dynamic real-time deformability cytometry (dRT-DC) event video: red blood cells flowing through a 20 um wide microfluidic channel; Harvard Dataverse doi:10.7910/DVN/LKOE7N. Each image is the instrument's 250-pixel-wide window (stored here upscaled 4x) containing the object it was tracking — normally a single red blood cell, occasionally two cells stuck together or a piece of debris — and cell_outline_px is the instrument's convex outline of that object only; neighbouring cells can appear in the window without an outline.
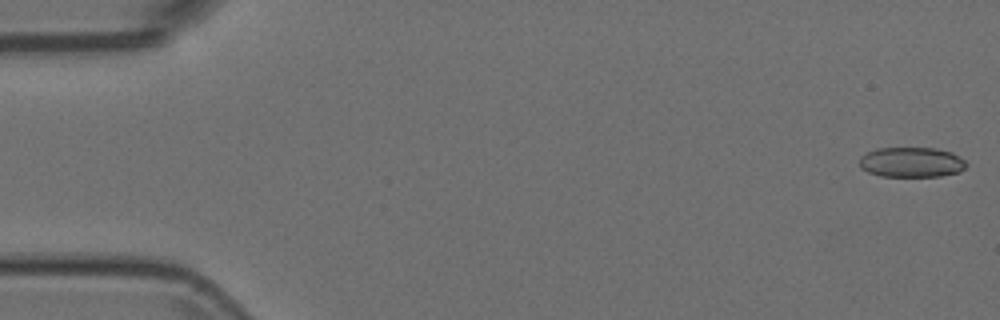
{"species": "Egyptian fruit bat (a non-hibernating species)", "species_latin": "Rousettus aegyptiacus", "temperature_condition": "room temperature", "stored_images_in_passage": 53, "camera_frame_rate_fps": 3000, "um_per_image_px": 0.085, "animal": {"sex": "female"}, "frame": {"image": 1, "passage_image": 1, "time_ms": 0.0, "image_size_px": [1000, 320], "cell_outline_px": [[968, 164], [960, 172], [940, 176], [880, 176], [868, 172], [860, 168], [860, 156], [876, 148], [936, 148], [952, 152], [964, 160]], "centroid_in_image_um": [77.48, 13.79], "position_along_channel_um": 7.5, "area_um2": 18.79}}
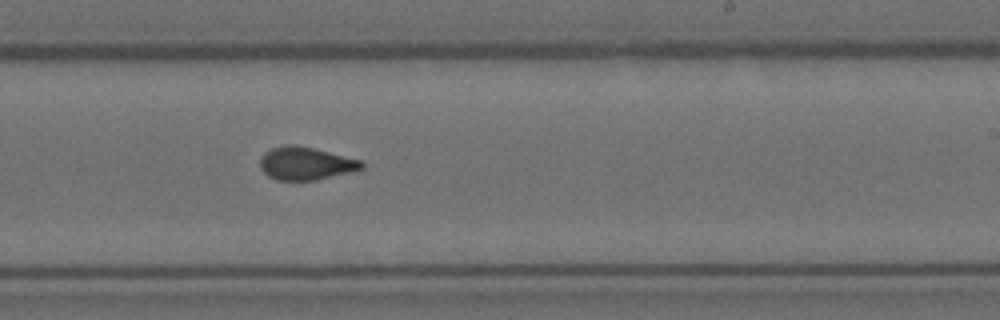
{"frame": {"image": 2, "passage_image": 32, "time_ms": 10.333, "image_size_px": [1000, 320], "cell_outline_px": [[364, 168], [352, 172], [316, 180], [276, 180], [268, 176], [260, 168], [260, 156], [264, 152], [272, 148], [288, 144], [292, 144], [312, 148], [360, 160], [364, 164]], "centroid_in_image_um": [25.96, 13.9], "position_along_channel_um": 263.0, "area_um2": 19.42}}
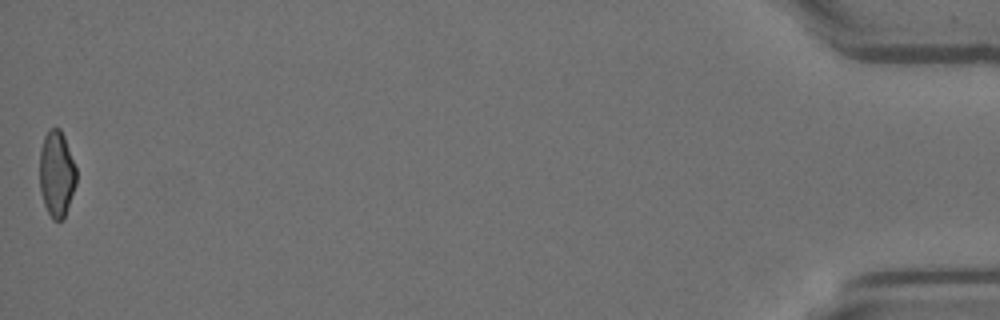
{"frame": {"image": 3, "passage_image": 53, "time_ms": 17.333, "image_size_px": [1000, 320], "cell_outline_px": [[76, 184], [64, 220], [52, 220], [44, 204], [40, 192], [40, 148], [44, 136], [48, 128], [60, 128], [64, 136], [76, 168]], "centroid_in_image_um": [4.81, 14.78], "position_along_channel_um": 430.4, "area_um2": 18.55}}